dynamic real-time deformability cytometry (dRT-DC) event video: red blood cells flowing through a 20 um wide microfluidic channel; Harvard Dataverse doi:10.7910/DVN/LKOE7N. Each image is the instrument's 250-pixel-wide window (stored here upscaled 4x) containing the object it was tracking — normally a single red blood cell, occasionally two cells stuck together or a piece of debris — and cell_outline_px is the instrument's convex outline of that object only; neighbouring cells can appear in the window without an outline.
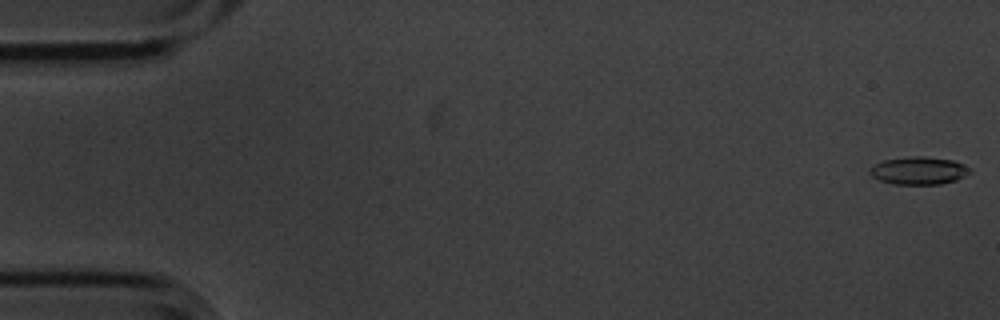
{"species": "common noctule bat (a hibernating species)", "species_latin": "Nyctalus noctula", "temperature_condition": "cold", "stored_images_in_passage": 56, "camera_frame_rate_fps": 3000, "um_per_image_px": 0.085, "animal": {"sex": "male", "body_mass_g": 20.1, "forearm_length_mm": 53.5}, "frame": {"image": 1, "passage_image": 1, "time_ms": 0.0, "image_size_px": [1000, 320], "cell_outline_px": [[972, 172], [956, 180], [940, 184], [892, 184], [880, 180], [872, 176], [868, 172], [872, 164], [884, 160], [912, 156], [924, 156], [952, 160], [972, 168]], "centroid_in_image_um": [78.08, 14.5], "position_along_channel_um": 6.9, "area_um2": 16.24}}
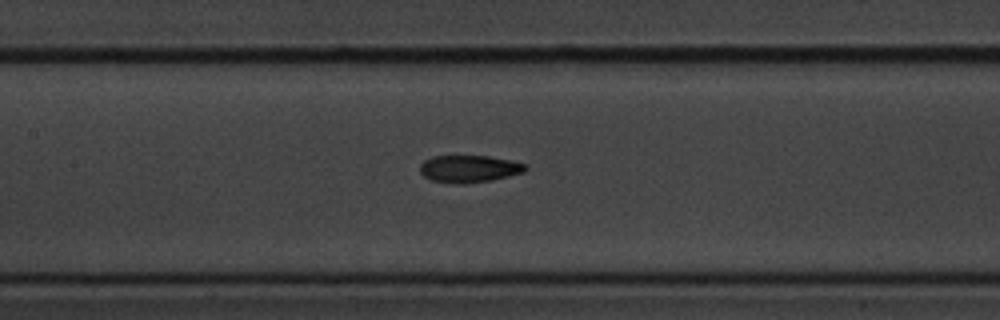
{"frame": {"image": 2, "passage_image": 26, "time_ms": 8.333, "image_size_px": [1000, 320], "cell_outline_px": [[528, 168], [524, 172], [492, 180], [464, 184], [432, 180], [424, 176], [420, 172], [420, 164], [424, 160], [432, 156], [488, 156], [512, 160], [524, 164]], "centroid_in_image_um": [39.88, 14.34], "position_along_channel_um": 167.5, "area_um2": 16.65}}
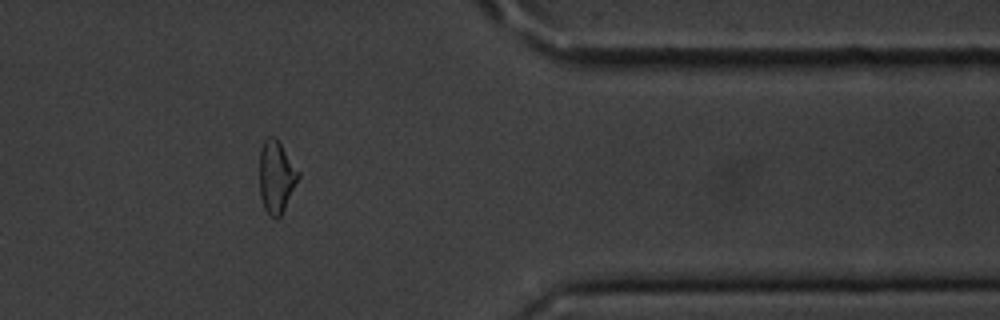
{"frame": {"image": 3, "passage_image": 46, "time_ms": 15.0, "image_size_px": [1000, 320], "cell_outline_px": [[300, 176], [280, 216], [276, 220], [264, 208], [260, 196], [260, 148], [264, 140], [268, 136], [276, 136], [300, 172]], "centroid_in_image_um": [23.48, 14.98], "position_along_channel_um": 387.9, "area_um2": 16.3}, "authors_computed_cell_mechanics": {"area_um2": 16.6464, "velocity_mm_per_s": 3.584, "shape_relaxation_time_tau1_ms": 4.3461, "shape_relaxation_time_tau2_ms": 4.0283, "deformation_change_tau1": 0.1485, "deformation_change_tau2": 0.115}}